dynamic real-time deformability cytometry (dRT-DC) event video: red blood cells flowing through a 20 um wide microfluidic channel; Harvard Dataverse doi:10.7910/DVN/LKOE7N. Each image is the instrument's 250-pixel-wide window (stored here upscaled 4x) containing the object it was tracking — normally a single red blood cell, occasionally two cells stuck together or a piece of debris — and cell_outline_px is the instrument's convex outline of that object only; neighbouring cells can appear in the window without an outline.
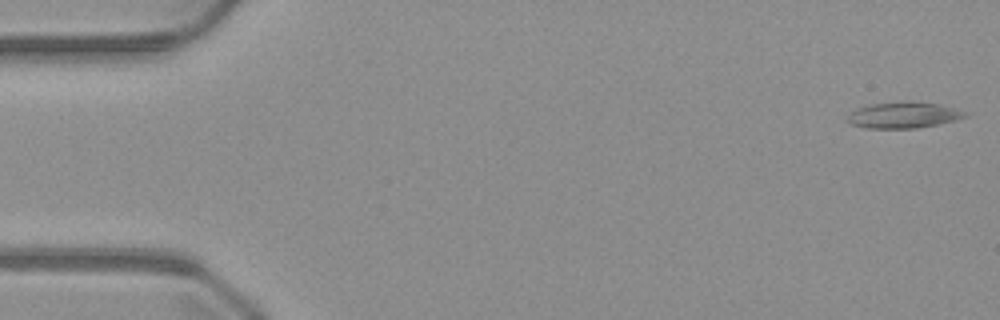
{"species": "common noctule bat (a hibernating species)", "species_latin": "Nyctalus noctula", "temperature_condition": "warm", "stored_images_in_passage": 50, "camera_frame_rate_fps": 3000, "um_per_image_px": 0.085, "animal": {"sex": "male", "body_mass_g": 23.1, "forearm_length_mm": 52.7}, "frame": {"image": 1, "passage_image": 1, "time_ms": 0.0, "image_size_px": [1000, 320], "cell_outline_px": [[972, 112], [968, 116], [956, 120], [916, 128], [868, 128], [852, 124], [844, 120], [848, 112], [856, 108], [868, 104], [904, 100], [908, 100], [940, 104]], "centroid_in_image_um": [76.8, 9.75], "position_along_channel_um": 8.2, "area_um2": 18.5}}
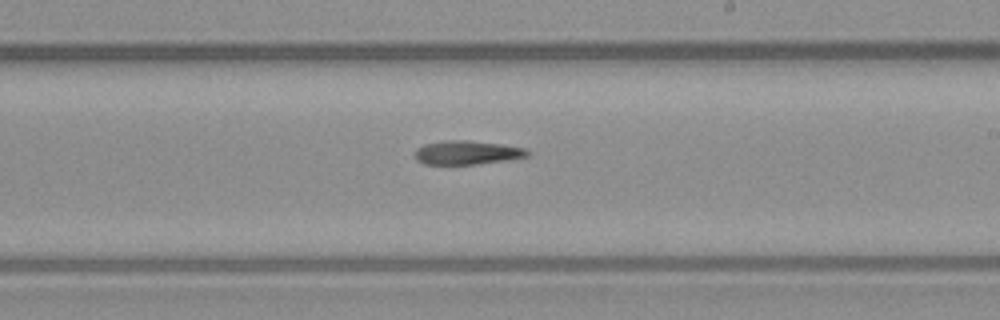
{"frame": {"image": 2, "passage_image": 29, "time_ms": 9.333, "image_size_px": [1000, 320], "cell_outline_px": [[532, 152], [528, 156], [504, 160], [476, 164], [424, 164], [416, 160], [416, 148], [424, 144], [444, 140], [464, 140], [504, 144], [528, 148]], "centroid_in_image_um": [39.73, 12.96], "position_along_channel_um": 249.3, "area_um2": 15.72}}
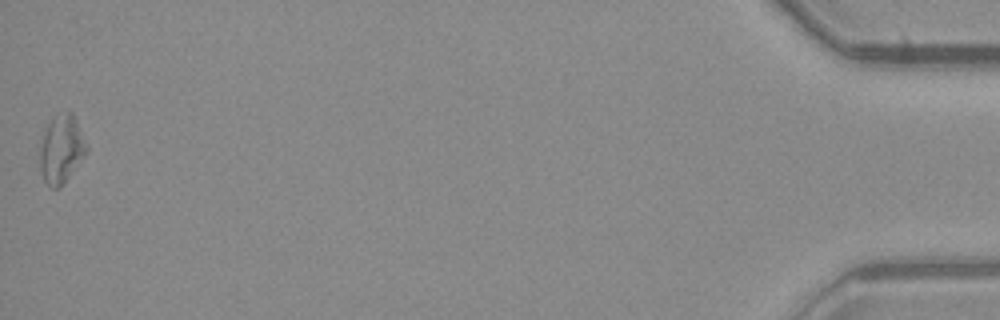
{"frame": {"image": 3, "passage_image": 50, "time_ms": 16.333, "image_size_px": [1000, 320], "cell_outline_px": [[88, 152], [60, 188], [52, 188], [44, 180], [40, 172], [40, 148], [44, 132], [52, 116], [68, 112], [72, 112], [76, 120], [88, 148]], "centroid_in_image_um": [5.22, 12.69], "position_along_channel_um": 430.0, "area_um2": 18.38}}